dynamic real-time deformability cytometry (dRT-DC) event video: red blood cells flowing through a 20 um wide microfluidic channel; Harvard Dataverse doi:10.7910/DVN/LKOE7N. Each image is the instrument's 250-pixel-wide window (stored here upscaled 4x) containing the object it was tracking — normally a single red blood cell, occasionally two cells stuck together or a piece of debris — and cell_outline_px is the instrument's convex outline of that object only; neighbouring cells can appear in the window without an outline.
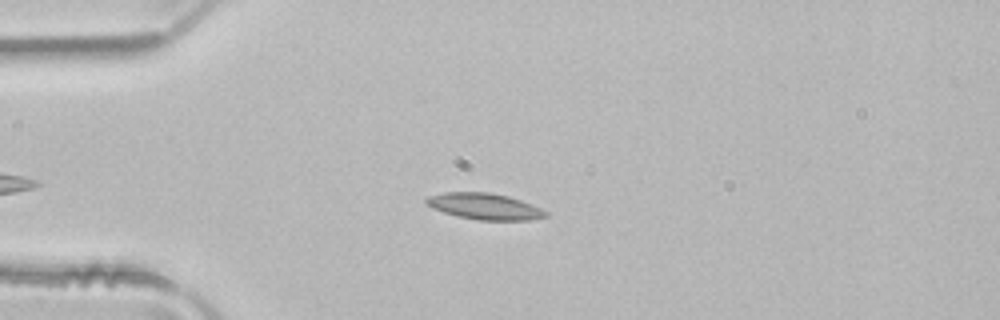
{"species": "common noctule bat (a hibernating species)", "species_latin": "Nyctalus noctula", "temperature_condition": "room temperature", "stored_images_in_passage": 43, "camera_frame_rate_fps": 3000, "um_per_image_px": 0.085, "animal": {"sex": "male", "body_mass_g": 21.5, "forearm_length_mm": 52.0}, "frame": {"image": 1, "passage_image": 12, "time_ms": 3.667, "image_size_px": [1000, 320], "cell_outline_px": [[548, 216], [532, 220], [476, 220], [444, 212], [432, 208], [424, 200], [428, 196], [444, 192], [488, 192], [508, 196], [532, 204], [548, 212]], "centroid_in_image_um": [41.21, 17.54], "position_along_channel_um": 43.8, "area_um2": 18.21}}
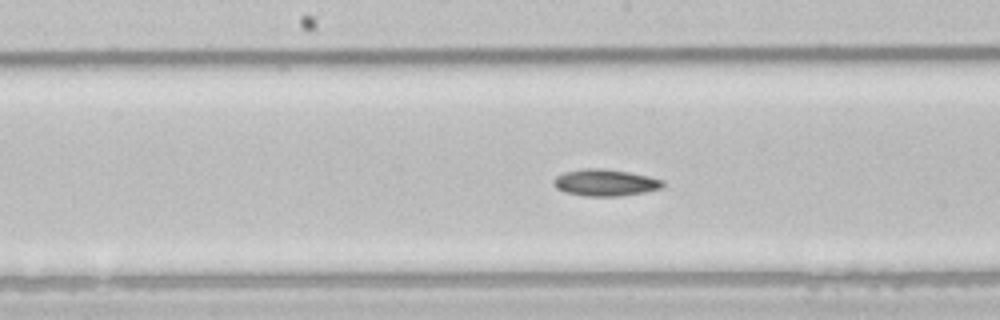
{"frame": {"image": 2, "passage_image": 25, "time_ms": 8.0, "image_size_px": [1000, 320], "cell_outline_px": [[664, 188], [644, 192], [620, 196], [584, 196], [564, 192], [556, 188], [552, 184], [552, 180], [556, 176], [564, 172], [584, 168], [600, 168], [628, 172], [648, 176], [664, 180]], "centroid_in_image_um": [51.43, 15.52], "position_along_channel_um": 196.8, "area_um2": 17.17}}
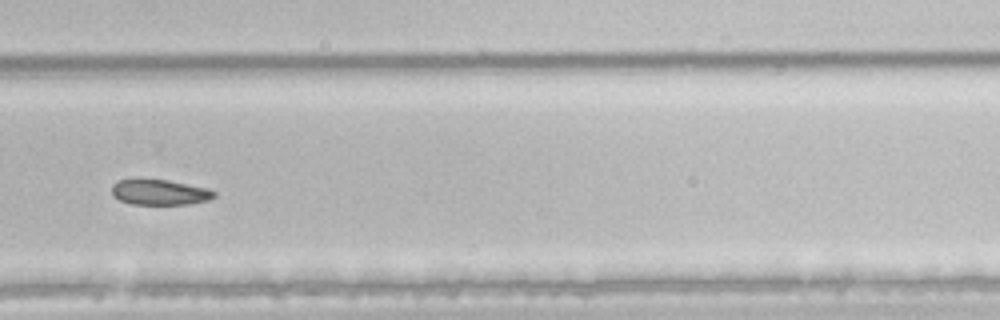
{"frame": {"image": 3, "passage_image": 34, "time_ms": 11.0, "image_size_px": [1000, 320], "cell_outline_px": [[216, 196], [208, 200], [188, 204], [132, 204], [120, 200], [112, 196], [112, 184], [116, 180], [168, 180], [208, 188], [216, 192]], "centroid_in_image_um": [13.58, 16.34], "position_along_channel_um": 316.2, "area_um2": 15.09}}